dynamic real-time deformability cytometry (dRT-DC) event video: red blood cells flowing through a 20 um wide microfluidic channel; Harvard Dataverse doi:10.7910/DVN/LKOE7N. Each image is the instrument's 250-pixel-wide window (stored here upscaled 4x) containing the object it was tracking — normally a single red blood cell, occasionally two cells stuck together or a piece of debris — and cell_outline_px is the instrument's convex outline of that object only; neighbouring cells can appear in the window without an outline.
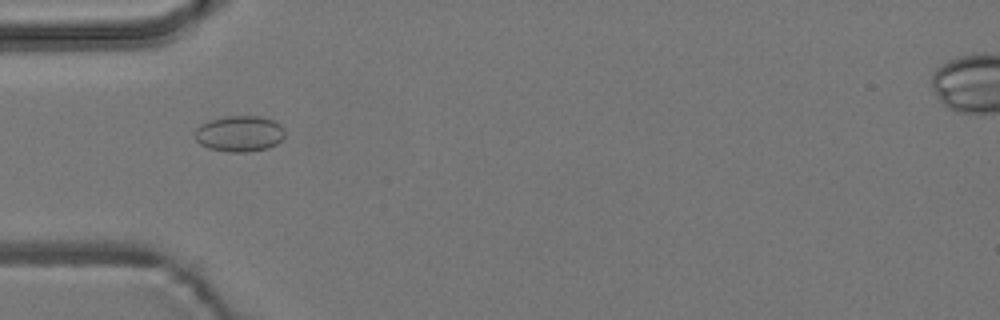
{"species": "common noctule bat (a hibernating species)", "species_latin": "Nyctalus noctula", "temperature_condition": "room temperature", "stored_images_in_passage": 6, "camera_frame_rate_fps": 3000, "um_per_image_px": 0.085, "animal": {"sex": "male", "body_mass_g": 19.2, "forearm_length_mm": 51.8}, "frame": {"image": 1, "passage_image": 2, "time_ms": 1.0, "image_size_px": [1000, 320], "cell_outline_px": [[284, 136], [276, 144], [268, 148], [248, 152], [228, 152], [208, 148], [200, 144], [196, 140], [192, 132], [200, 124], [208, 120], [224, 116], [260, 116], [272, 120], [280, 124], [284, 128]], "centroid_in_image_um": [20.31, 11.36], "position_along_channel_um": 64.7, "area_um2": 19.13}}
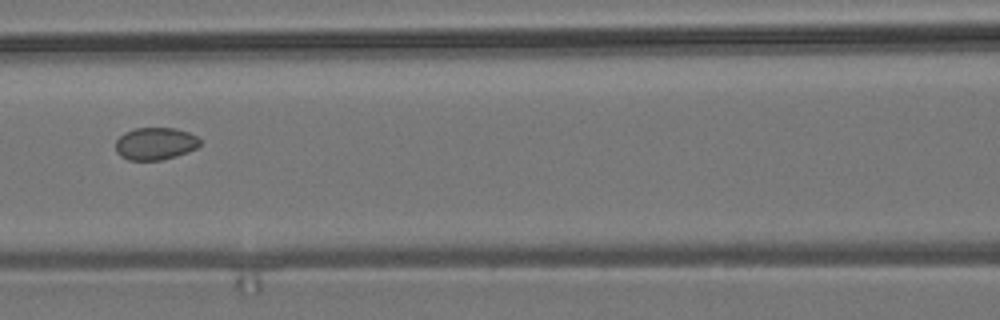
{"frame": {"image": 2, "passage_image": 4, "time_ms": 3.333, "image_size_px": [1000, 320], "cell_outline_px": [[200, 144], [196, 148], [176, 156], [160, 160], [128, 160], [120, 156], [116, 152], [116, 140], [124, 132], [136, 128], [176, 128], [188, 132], [196, 136], [200, 140]], "centroid_in_image_um": [13.18, 12.21], "position_along_channel_um": 153.4, "area_um2": 15.9}}
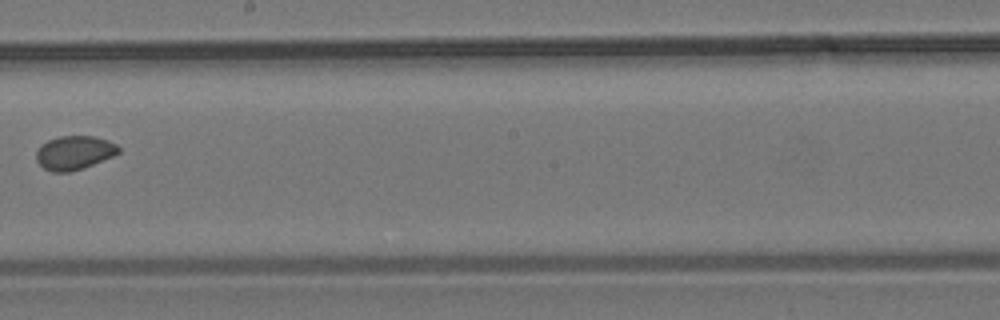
{"frame": {"image": 3, "passage_image": 6, "time_ms": 5.667, "image_size_px": [1000, 320], "cell_outline_px": [[120, 152], [112, 156], [84, 168], [72, 172], [52, 172], [44, 168], [36, 160], [36, 152], [40, 144], [48, 140], [60, 136], [92, 136], [108, 140], [116, 144], [120, 148]], "centroid_in_image_um": [6.3, 12.98], "position_along_channel_um": 241.9, "area_um2": 16.3}}